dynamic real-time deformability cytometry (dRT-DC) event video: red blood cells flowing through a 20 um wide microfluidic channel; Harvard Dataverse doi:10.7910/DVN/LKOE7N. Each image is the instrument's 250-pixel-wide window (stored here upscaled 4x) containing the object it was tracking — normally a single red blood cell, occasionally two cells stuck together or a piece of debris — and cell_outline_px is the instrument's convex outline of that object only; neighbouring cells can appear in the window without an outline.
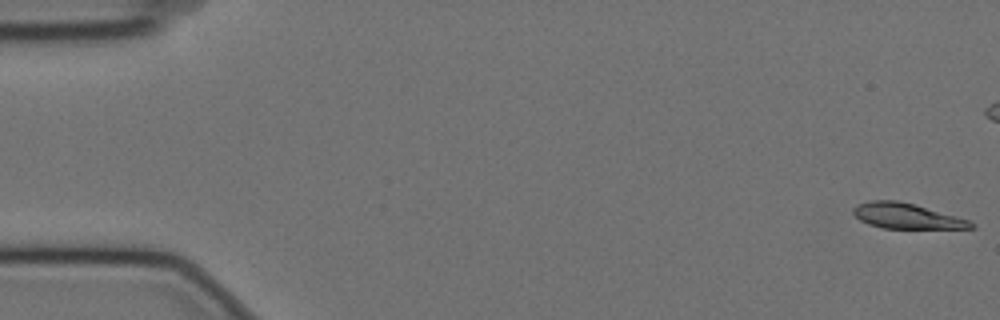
{"species": "Egyptian fruit bat (a non-hibernating species)", "species_latin": "Rousettus aegyptiacus", "temperature_condition": "cold", "stored_images_in_passage": 58, "camera_frame_rate_fps": 3000, "um_per_image_px": 0.085, "animal": {"sex": "female"}, "frame": {"image": 1, "passage_image": 1, "time_ms": 0.0, "image_size_px": [1000, 320], "cell_outline_px": [[976, 228], [880, 228], [868, 224], [860, 220], [852, 212], [852, 208], [856, 204], [872, 200], [896, 200], [916, 204], [956, 216], [968, 220], [976, 224]], "centroid_in_image_um": [77.03, 18.35], "position_along_channel_um": 8.0, "area_um2": 17.46}}
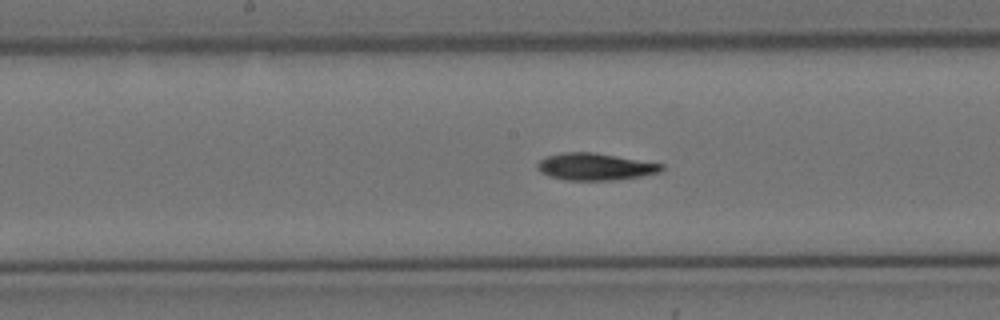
{"frame": {"image": 2, "passage_image": 29, "time_ms": 9.333, "image_size_px": [1000, 320], "cell_outline_px": [[664, 168], [660, 172], [640, 176], [612, 180], [564, 180], [548, 176], [540, 172], [536, 168], [536, 164], [544, 156], [564, 152], [592, 152], [664, 164]], "centroid_in_image_um": [50.53, 14.17], "position_along_channel_um": 197.7, "area_um2": 19.59}}
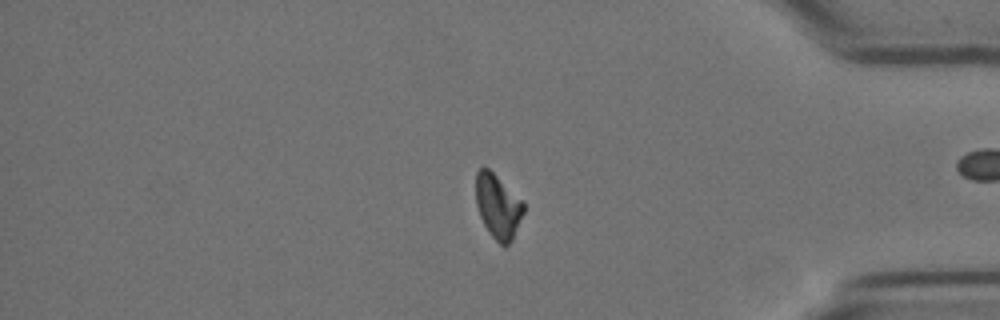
{"frame": {"image": 3, "passage_image": 48, "time_ms": 15.667, "image_size_px": [1000, 320], "cell_outline_px": [[524, 212], [512, 240], [504, 248], [492, 236], [484, 224], [480, 216], [476, 204], [476, 172], [480, 168], [488, 168], [524, 200]], "centroid_in_image_um": [42.34, 17.53], "position_along_channel_um": 392.9, "area_um2": 17.92}, "authors_computed_cell_mechanics": {"area_um2": 18.6405, "velocity_mm_per_s": 3.5083, "shape_relaxation_time_tau1_ms": 5.5649, "shape_relaxation_time_tau2_ms": null, "deformation_change_tau1": 0.1577, "deformation_change_tau2": null}}